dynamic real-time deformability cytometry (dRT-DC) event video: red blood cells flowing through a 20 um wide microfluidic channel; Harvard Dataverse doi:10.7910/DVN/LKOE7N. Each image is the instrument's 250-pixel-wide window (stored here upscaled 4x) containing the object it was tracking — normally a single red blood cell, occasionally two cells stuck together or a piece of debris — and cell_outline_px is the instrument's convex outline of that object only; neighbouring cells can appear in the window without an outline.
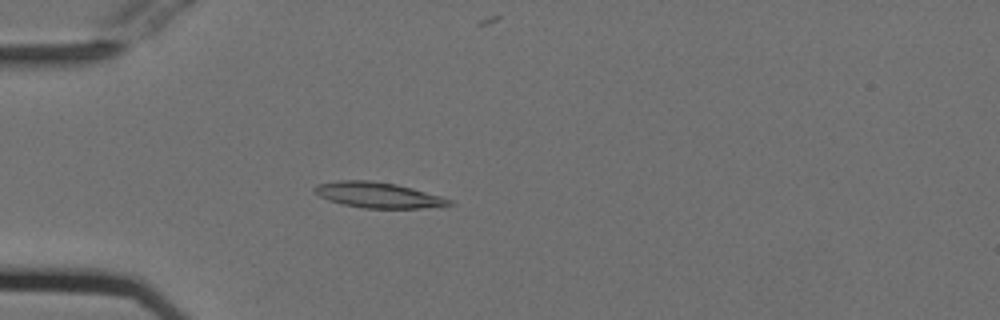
{"species": "Egyptian fruit bat (a non-hibernating species)", "species_latin": "Rousettus aegyptiacus", "temperature_condition": "cold", "stored_images_in_passage": 23, "camera_frame_rate_fps": 3000, "um_per_image_px": 0.085, "animal": {"sex": "female"}, "frame": {"image": 1, "passage_image": 14, "time_ms": 4.333, "image_size_px": [1000, 320], "cell_outline_px": [[456, 204], [444, 208], [364, 208], [344, 204], [328, 200], [312, 192], [312, 188], [316, 184], [336, 180], [368, 180], [396, 184], [412, 188], [440, 196], [452, 200]], "centroid_in_image_um": [32.18, 16.58], "position_along_channel_um": 52.8, "area_um2": 20.4}}
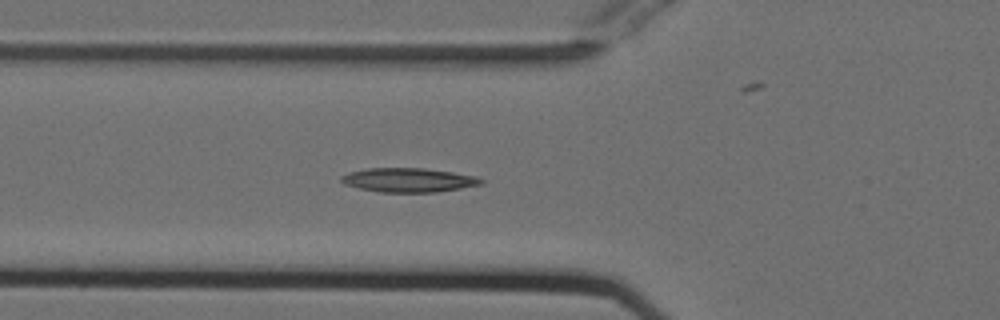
{"frame": {"image": 2, "passage_image": 18, "time_ms": 5.667, "image_size_px": [1000, 320], "cell_outline_px": [[484, 184], [436, 192], [380, 192], [360, 188], [344, 184], [340, 180], [340, 176], [348, 172], [368, 168], [424, 168], [452, 172], [476, 176], [484, 180]], "centroid_in_image_um": [34.72, 15.3], "position_along_channel_um": 91.1, "area_um2": 19.65}}
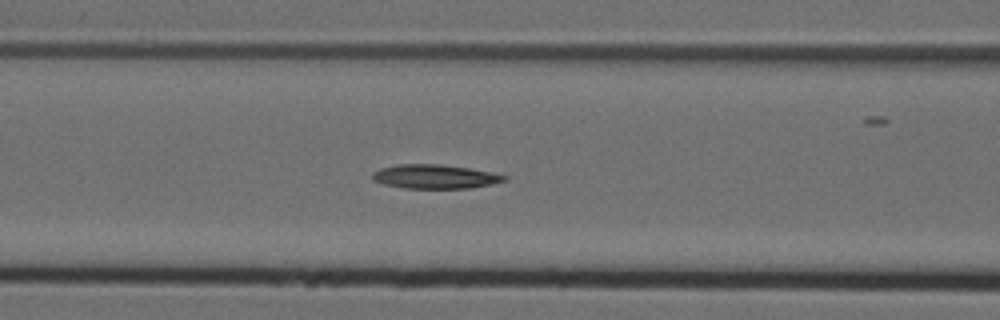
{"frame": {"image": 3, "passage_image": 21, "time_ms": 6.667, "image_size_px": [1000, 320], "cell_outline_px": [[508, 180], [492, 184], [468, 188], [404, 188], [384, 184], [372, 180], [372, 172], [380, 168], [396, 164], [440, 164], [468, 168], [492, 172], [508, 176]], "centroid_in_image_um": [36.96, 15.0], "position_along_channel_um": 129.6, "area_um2": 18.55}}